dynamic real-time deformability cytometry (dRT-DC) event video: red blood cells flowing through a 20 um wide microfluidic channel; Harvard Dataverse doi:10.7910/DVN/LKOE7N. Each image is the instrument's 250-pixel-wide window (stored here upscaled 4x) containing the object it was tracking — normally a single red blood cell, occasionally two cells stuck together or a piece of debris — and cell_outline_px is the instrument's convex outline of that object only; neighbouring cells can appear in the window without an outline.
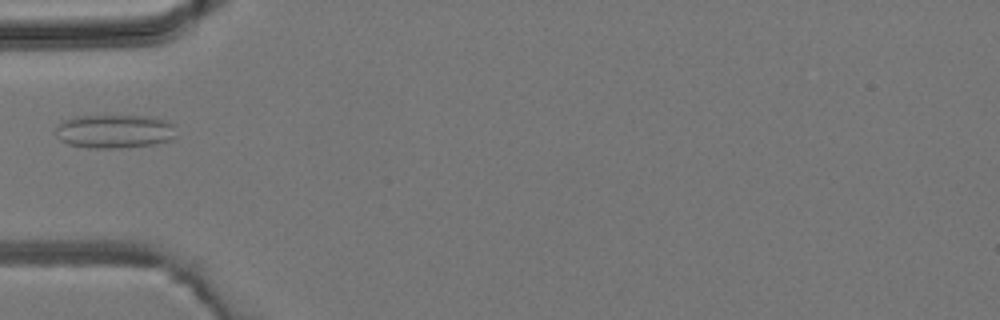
{"species": "common noctule bat (a hibernating species)", "species_latin": "Nyctalus noctula", "temperature_condition": "room temperature", "stored_images_in_passage": 3, "camera_frame_rate_fps": 3000, "um_per_image_px": 0.085, "animal": {"sex": "male", "body_mass_g": 19.2, "forearm_length_mm": 51.8}, "frame": {"image": 1, "passage_image": 3, "time_ms": 2.333, "image_size_px": [1000, 320], "cell_outline_px": [[176, 136], [172, 140], [156, 144], [120, 148], [92, 148], [68, 144], [60, 140], [56, 136], [56, 128], [64, 120], [76, 116], [148, 116], [164, 120], [176, 124]], "centroid_in_image_um": [9.79, 11.17], "position_along_channel_um": 75.2, "area_um2": 23.87}}